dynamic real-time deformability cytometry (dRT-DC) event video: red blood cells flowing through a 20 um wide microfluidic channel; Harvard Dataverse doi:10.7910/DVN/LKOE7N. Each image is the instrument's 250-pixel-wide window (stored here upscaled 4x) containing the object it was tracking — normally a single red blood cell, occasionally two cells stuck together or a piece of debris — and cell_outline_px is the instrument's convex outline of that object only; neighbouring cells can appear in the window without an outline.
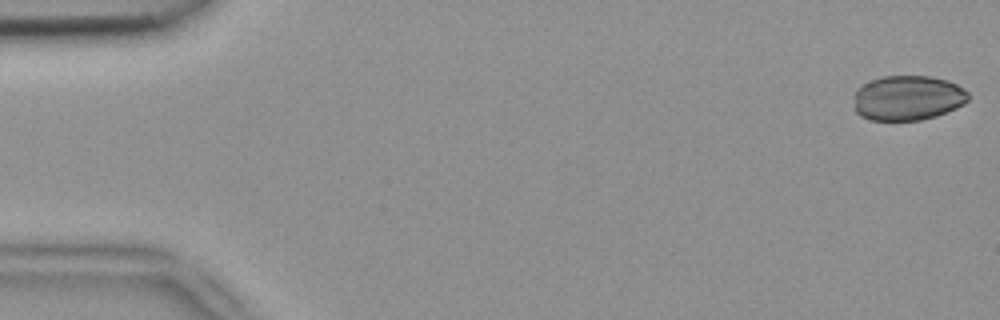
{"species": "common noctule bat (a hibernating species)", "species_latin": "Nyctalus noctula", "temperature_condition": "room temperature", "stored_images_in_passage": 5, "camera_frame_rate_fps": 3000, "um_per_image_px": 0.085, "animal": {"sex": "female", "body_mass_g": 18.4}, "frame": {"image": 1, "passage_image": 1, "time_ms": 0.0, "image_size_px": [1000, 320], "cell_outline_px": [[968, 100], [964, 104], [956, 108], [936, 116], [920, 120], [872, 120], [860, 116], [856, 112], [856, 88], [860, 84], [884, 76], [928, 76], [948, 80], [956, 84], [968, 92]], "centroid_in_image_um": [77.17, 8.32], "position_along_channel_um": 7.8, "area_um2": 29.88}}